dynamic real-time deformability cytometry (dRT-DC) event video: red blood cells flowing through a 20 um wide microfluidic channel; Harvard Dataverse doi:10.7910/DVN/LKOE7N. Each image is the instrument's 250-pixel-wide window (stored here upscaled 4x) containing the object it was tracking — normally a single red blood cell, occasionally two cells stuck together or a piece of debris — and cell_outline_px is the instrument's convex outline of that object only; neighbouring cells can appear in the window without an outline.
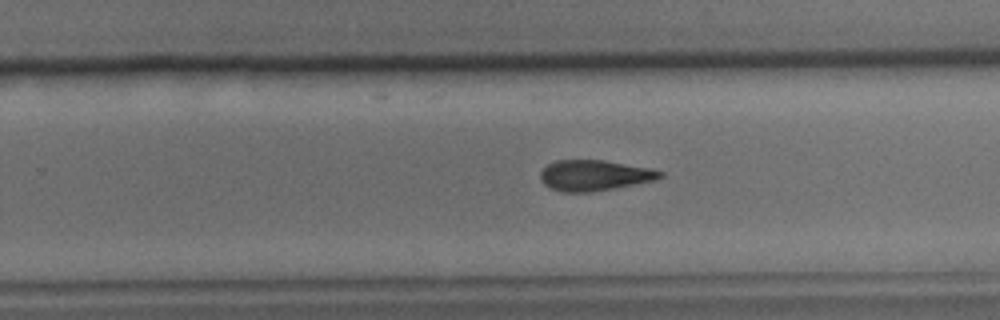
{"species": "common noctule bat (a hibernating species)", "species_latin": "Nyctalus noctula", "temperature_condition": "cold", "stored_images_in_passage": 32, "camera_frame_rate_fps": 3000, "um_per_image_px": 0.085, "animal": {"sex": "male", "body_mass_g": 15.6}, "frame": {"image": 1, "passage_image": 16, "time_ms": 5.0, "image_size_px": [1000, 320], "cell_outline_px": [[664, 176], [656, 180], [616, 188], [592, 192], [564, 192], [552, 188], [544, 184], [540, 180], [540, 172], [548, 164], [556, 160], [604, 160], [652, 168], [664, 172]], "centroid_in_image_um": [50.56, 14.9], "position_along_channel_um": 279.2, "area_um2": 21.56}}
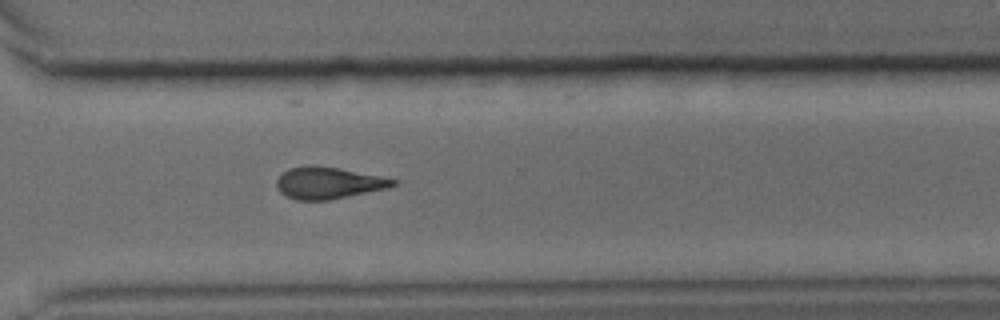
{"frame": {"image": 2, "passage_image": 20, "time_ms": 6.333, "image_size_px": [1000, 320], "cell_outline_px": [[396, 184], [388, 188], [328, 200], [296, 200], [280, 192], [276, 188], [276, 180], [288, 168], [308, 164], [312, 164], [336, 168], [396, 180]], "centroid_in_image_um": [27.83, 15.55], "position_along_channel_um": 342.8, "area_um2": 21.21}}
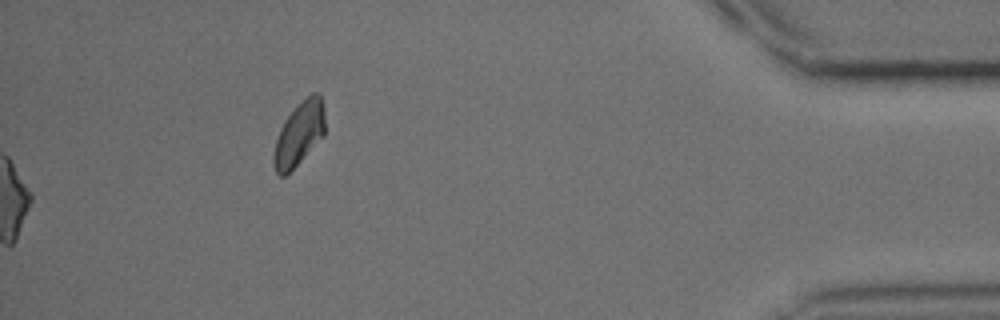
{"frame": {"image": 3, "passage_image": 32, "time_ms": 10.333, "image_size_px": [1000, 320], "cell_outline_px": [[324, 136], [284, 176], [280, 176], [276, 172], [272, 164], [272, 156], [276, 140], [280, 128], [284, 120], [312, 92], [320, 92], [324, 108]], "centroid_in_image_um": [25.42, 11.37], "position_along_channel_um": 409.8, "area_um2": 18.67}}